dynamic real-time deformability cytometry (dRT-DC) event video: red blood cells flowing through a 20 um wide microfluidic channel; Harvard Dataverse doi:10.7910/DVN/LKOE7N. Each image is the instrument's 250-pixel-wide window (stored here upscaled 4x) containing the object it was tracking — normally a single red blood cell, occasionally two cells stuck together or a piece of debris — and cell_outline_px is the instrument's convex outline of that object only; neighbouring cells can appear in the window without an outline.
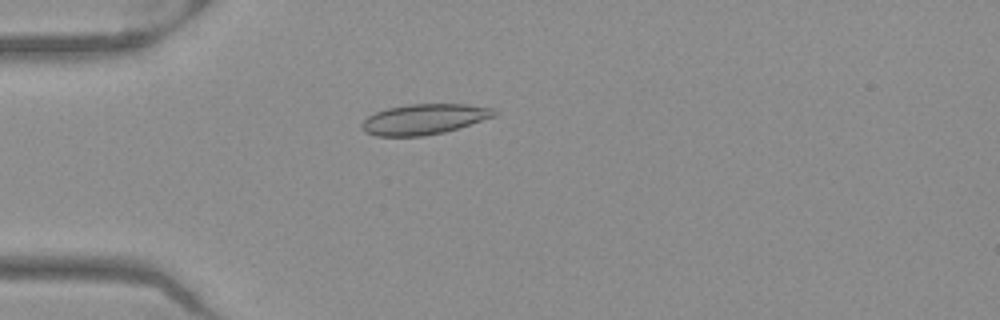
{"species": "Egyptian fruit bat (a non-hibernating species)", "species_latin": "Rousettus aegyptiacus", "temperature_condition": "warm", "stored_images_in_passage": 39, "camera_frame_rate_fps": 3000, "um_per_image_px": 0.085, "frame": {"image": 1, "passage_image": 2, "time_ms": 0.333, "image_size_px": [1000, 320], "cell_outline_px": [[500, 112], [496, 116], [444, 132], [424, 136], [376, 136], [364, 132], [360, 128], [360, 124], [368, 116], [376, 112], [388, 108], [408, 104], [468, 104], [492, 108]], "centroid_in_image_um": [36.04, 10.13], "position_along_channel_um": 49.0, "area_um2": 23.58}}
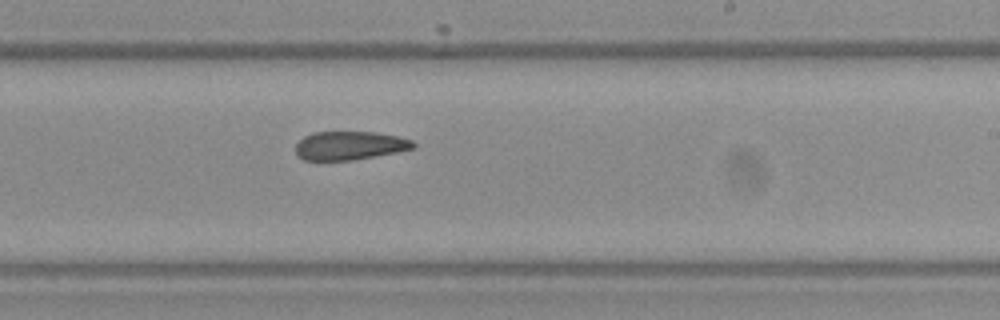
{"frame": {"image": 2, "passage_image": 19, "time_ms": 6.0, "image_size_px": [1000, 320], "cell_outline_px": [[416, 148], [376, 156], [352, 160], [304, 160], [296, 156], [296, 144], [304, 136], [312, 132], [376, 132], [400, 136], [412, 140], [416, 144]], "centroid_in_image_um": [29.74, 12.37], "position_along_channel_um": 259.3, "area_um2": 19.77}}
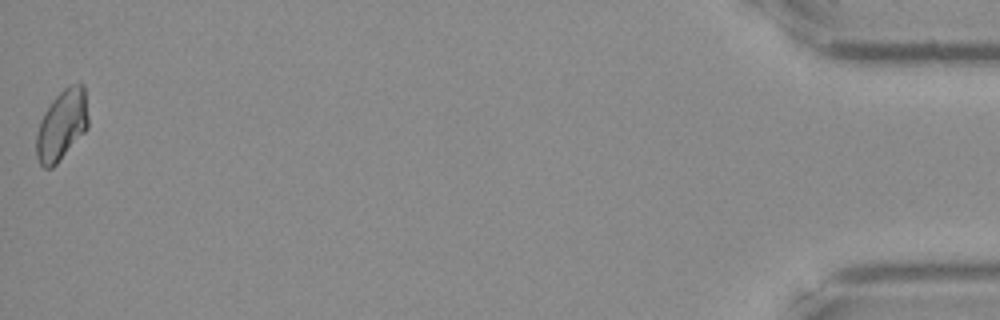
{"frame": {"image": 3, "passage_image": 39, "time_ms": 12.667, "image_size_px": [1000, 320], "cell_outline_px": [[88, 128], [56, 164], [52, 168], [44, 168], [40, 164], [36, 156], [36, 136], [40, 120], [44, 112], [52, 100], [64, 88], [72, 84], [84, 84], [88, 116]], "centroid_in_image_um": [5.25, 10.63], "position_along_channel_um": 430.0, "area_um2": 21.21}, "authors_computed_cell_mechanics": {"area_um2": 20.808, "velocity_mm_per_s": 3.9669, "shape_relaxation_time_tau1_ms": null, "shape_relaxation_time_tau2_ms": 6.306, "deformation_change_tau1": null, "deformation_change_tau2": 0.108}}